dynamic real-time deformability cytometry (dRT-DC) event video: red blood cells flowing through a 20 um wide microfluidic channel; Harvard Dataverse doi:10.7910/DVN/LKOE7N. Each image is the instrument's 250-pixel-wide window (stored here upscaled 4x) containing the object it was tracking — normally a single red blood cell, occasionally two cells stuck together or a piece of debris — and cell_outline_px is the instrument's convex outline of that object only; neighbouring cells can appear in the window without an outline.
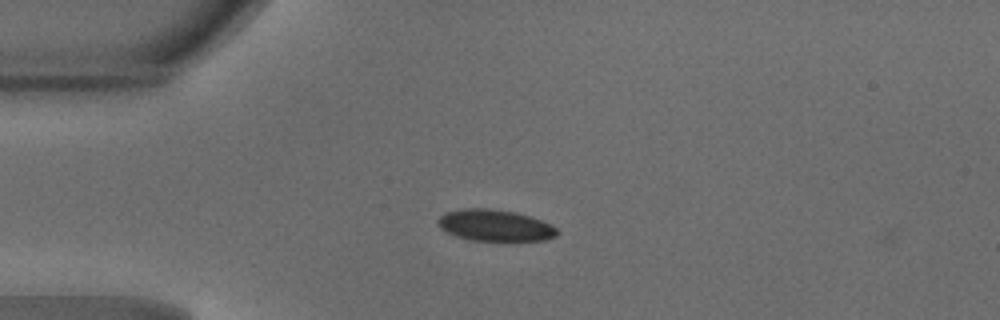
{"species": "common noctule bat (a hibernating species)", "species_latin": "Nyctalus noctula", "temperature_condition": "warm", "stored_images_in_passage": 5, "camera_frame_rate_fps": 3000, "um_per_image_px": 0.085, "animal": {"sex": "male", "body_mass_g": 18.8}, "frame": {"image": 1, "passage_image": 4, "time_ms": 1.0, "image_size_px": [1000, 320], "cell_outline_px": [[560, 232], [556, 236], [544, 240], [472, 240], [456, 236], [440, 228], [436, 224], [436, 220], [444, 212], [464, 208], [488, 208], [516, 212], [552, 224]], "centroid_in_image_um": [42.05, 19.14], "position_along_channel_um": 43.0, "area_um2": 21.85}}